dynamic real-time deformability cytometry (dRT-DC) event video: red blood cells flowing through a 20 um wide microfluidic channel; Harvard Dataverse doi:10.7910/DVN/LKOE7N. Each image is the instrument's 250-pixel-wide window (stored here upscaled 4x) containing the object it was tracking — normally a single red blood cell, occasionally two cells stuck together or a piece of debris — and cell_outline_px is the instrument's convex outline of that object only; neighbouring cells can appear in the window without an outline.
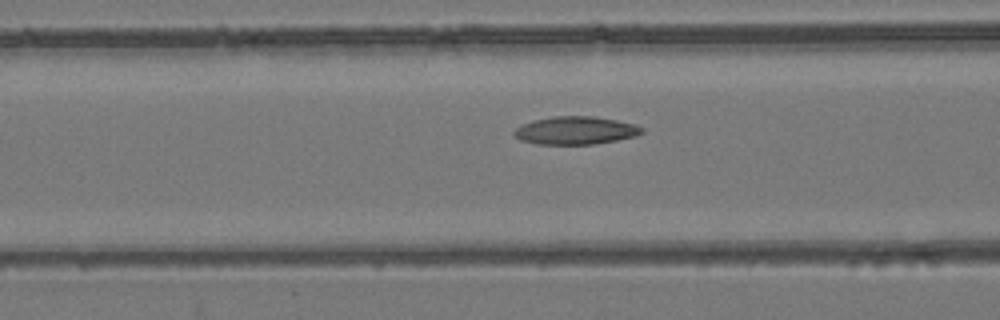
{"species": "common noctule bat (a hibernating species)", "species_latin": "Nyctalus noctula", "temperature_condition": "room temperature", "stored_images_in_passage": 41, "camera_frame_rate_fps": 3000, "um_per_image_px": 0.085, "animal": {"sex": "female", "body_mass_g": 24.6, "forearm_length_mm": 56.2}, "frame": {"image": 1, "passage_image": 13, "time_ms": 4.0, "image_size_px": [1000, 320], "cell_outline_px": [[644, 132], [636, 136], [616, 140], [592, 144], [536, 144], [520, 140], [512, 136], [512, 132], [520, 124], [532, 120], [552, 116], [592, 116], [616, 120], [636, 124], [644, 128]], "centroid_in_image_um": [48.88, 11.08], "position_along_channel_um": 117.7, "area_um2": 21.04}}
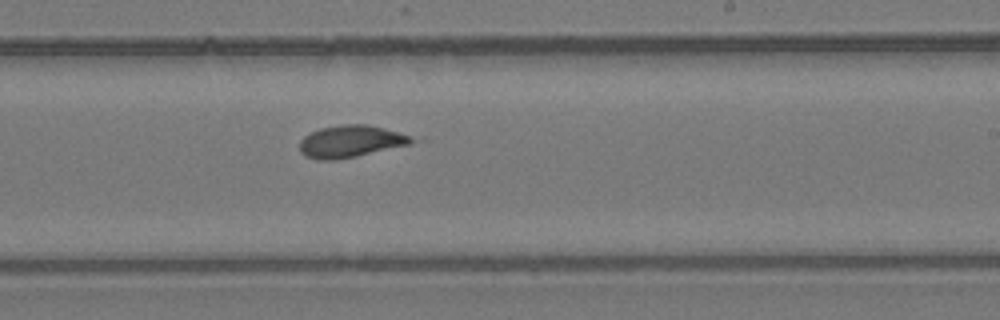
{"frame": {"image": 2, "passage_image": 24, "time_ms": 7.667, "image_size_px": [1000, 320], "cell_outline_px": [[416, 140], [408, 144], [356, 156], [336, 160], [316, 160], [304, 156], [300, 152], [300, 140], [304, 136], [320, 128], [344, 124], [368, 124], [384, 128], [408, 136]], "centroid_in_image_um": [29.72, 12.02], "position_along_channel_um": 259.3, "area_um2": 20.63}}
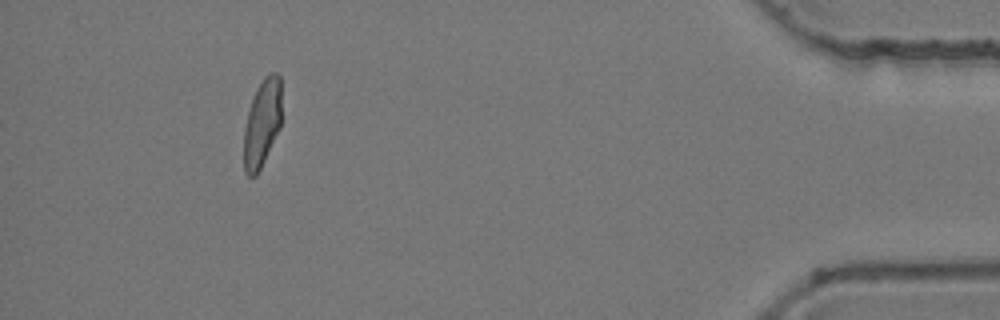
{"frame": {"image": 3, "passage_image": 41, "time_ms": 13.333, "image_size_px": [1000, 320], "cell_outline_px": [[280, 128], [256, 176], [248, 176], [244, 172], [244, 128], [252, 96], [256, 88], [264, 76], [268, 72], [276, 72], [280, 76]], "centroid_in_image_um": [22.26, 10.43], "position_along_channel_um": 412.9, "area_um2": 19.25}, "authors_computed_cell_mechanics": {"area_um2": 20.5768, "velocity_mm_per_s": 3.8628, "shape_relaxation_time_tau1_ms": 5.7868, "shape_relaxation_time_tau2_ms": 3.5337, "deformation_change_tau1": 0.1372, "deformation_change_tau2": 0.0925}}